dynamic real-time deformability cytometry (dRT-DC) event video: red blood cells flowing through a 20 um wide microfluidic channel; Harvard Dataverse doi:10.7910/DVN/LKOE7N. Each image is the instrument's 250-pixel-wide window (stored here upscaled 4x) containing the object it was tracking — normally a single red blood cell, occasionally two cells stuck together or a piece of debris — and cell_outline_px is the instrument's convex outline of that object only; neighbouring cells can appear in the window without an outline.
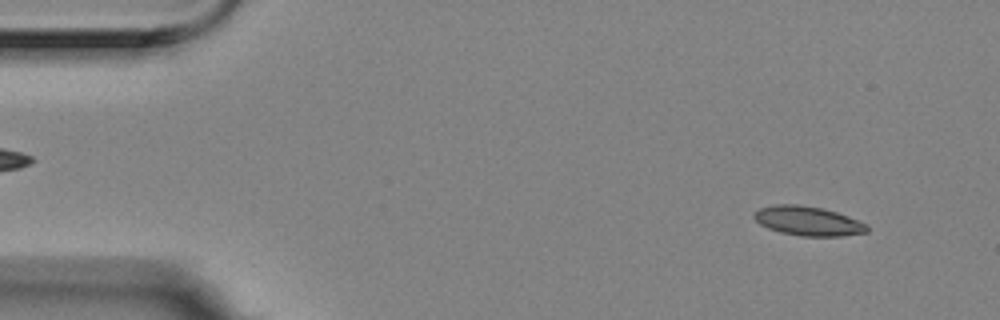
{"species": "Egyptian fruit bat (a non-hibernating species)", "species_latin": "Rousettus aegyptiacus", "temperature_condition": "room temperature", "stored_images_in_passage": 4, "camera_frame_rate_fps": 3000, "um_per_image_px": 0.085, "animal": {"sex": "female"}, "frame": {"image": 1, "passage_image": 1, "time_ms": 0.0, "image_size_px": [1000, 320], "cell_outline_px": [[868, 232], [840, 236], [800, 236], [780, 232], [768, 228], [760, 224], [752, 216], [760, 208], [776, 204], [796, 204], [824, 208], [836, 212], [868, 224]], "centroid_in_image_um": [68.69, 18.78], "position_along_channel_um": 16.3, "area_um2": 19.25}}
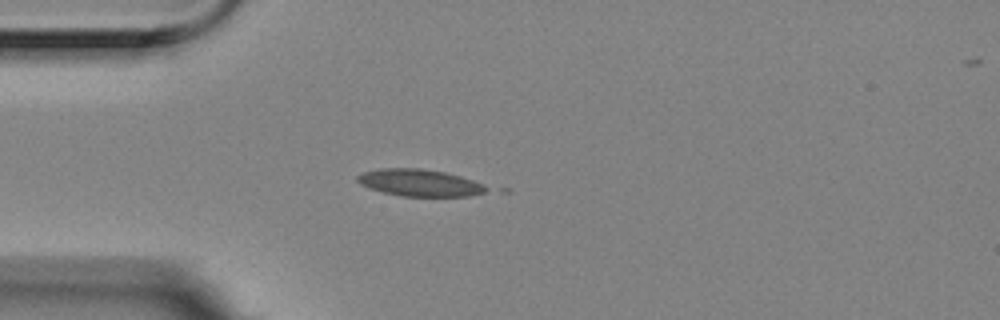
{"frame": {"image": 2, "passage_image": 4, "time_ms": 1.0, "image_size_px": [1000, 320], "cell_outline_px": [[492, 188], [484, 192], [468, 196], [404, 196], [384, 192], [368, 188], [360, 184], [356, 180], [356, 176], [364, 172], [380, 168], [420, 168], [444, 172], [460, 176], [484, 184]], "centroid_in_image_um": [35.67, 15.53], "position_along_channel_um": 49.3, "area_um2": 20.23}}